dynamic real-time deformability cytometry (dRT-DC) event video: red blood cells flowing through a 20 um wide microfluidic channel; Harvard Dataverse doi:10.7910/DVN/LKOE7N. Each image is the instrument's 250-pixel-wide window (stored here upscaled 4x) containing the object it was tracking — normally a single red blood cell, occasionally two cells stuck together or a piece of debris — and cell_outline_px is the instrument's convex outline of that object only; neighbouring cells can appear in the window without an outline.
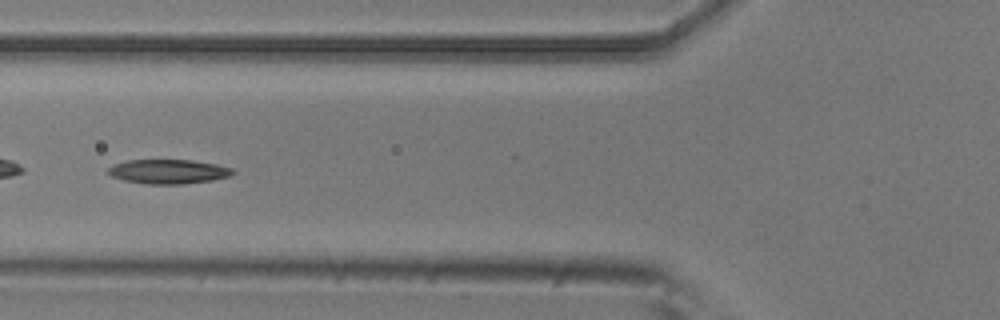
{"species": "common noctule bat (a hibernating species)", "species_latin": "Nyctalus noctula", "temperature_condition": "room temperature", "stored_images_in_passage": 5, "camera_frame_rate_fps": 3000, "um_per_image_px": 0.085, "animal": {"sex": "male", "body_mass_g": 20.5, "forearm_length_mm": 52.5}, "frame": {"image": 1, "passage_image": 5, "time_ms": 1.333, "image_size_px": [1000, 320], "cell_outline_px": [[236, 172], [228, 176], [212, 180], [184, 184], [148, 184], [124, 180], [112, 176], [108, 172], [108, 168], [112, 164], [128, 160], [192, 160], [216, 164], [232, 168]], "centroid_in_image_um": [14.31, 14.58], "position_along_channel_um": 111.5, "area_um2": 17.63}}